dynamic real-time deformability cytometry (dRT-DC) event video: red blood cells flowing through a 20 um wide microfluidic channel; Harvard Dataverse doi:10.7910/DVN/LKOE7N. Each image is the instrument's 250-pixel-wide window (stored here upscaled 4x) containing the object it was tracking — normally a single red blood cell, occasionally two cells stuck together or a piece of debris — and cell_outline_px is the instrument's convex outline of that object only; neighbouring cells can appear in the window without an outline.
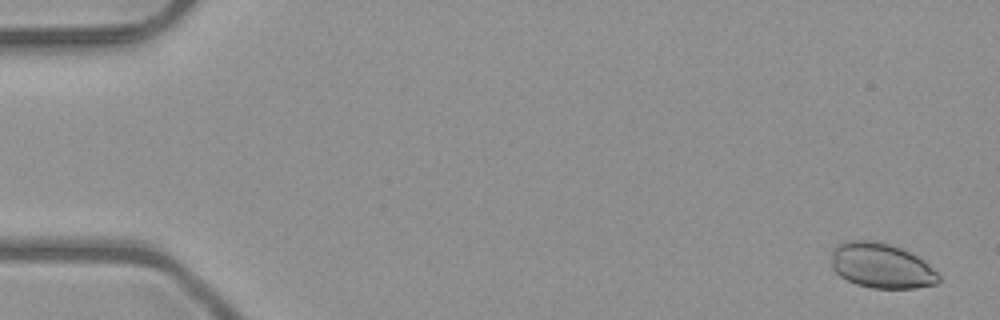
{"species": "common noctule bat (a hibernating species)", "species_latin": "Nyctalus noctula", "temperature_condition": "room temperature", "stored_images_in_passage": 52, "camera_frame_rate_fps": 3000, "um_per_image_px": 0.085, "animal": {"sex": "male", "body_mass_g": 23.1, "forearm_length_mm": 52.7}, "frame": {"image": 1, "passage_image": 2, "time_ms": 0.333, "image_size_px": [1000, 320], "cell_outline_px": [[940, 280], [936, 284], [916, 288], [872, 288], [856, 284], [840, 276], [832, 268], [832, 248], [836, 244], [844, 240], [876, 240], [900, 248], [924, 260], [940, 276]], "centroid_in_image_um": [74.89, 22.57], "position_along_channel_um": 10.1, "area_um2": 28.26}}
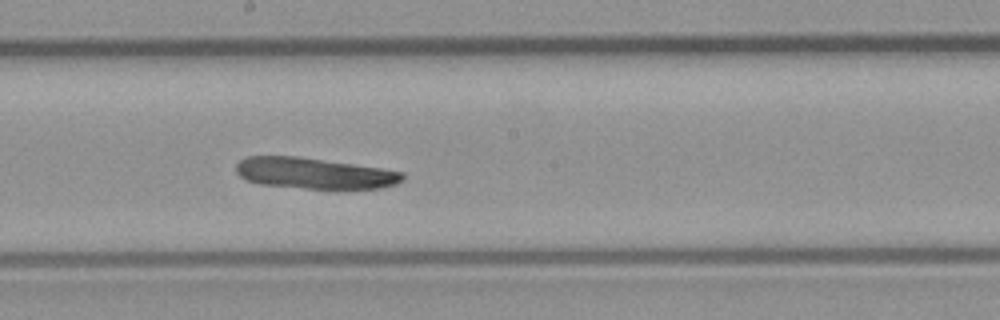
{"frame": {"image": 2, "passage_image": 29, "time_ms": 9.333, "image_size_px": [1000, 320], "cell_outline_px": [[404, 180], [396, 184], [380, 188], [308, 188], [260, 184], [248, 180], [240, 176], [236, 172], [236, 164], [240, 160], [248, 156], [296, 156], [380, 168], [404, 172]], "centroid_in_image_um": [26.71, 14.72], "position_along_channel_um": 221.5, "area_um2": 29.71}}
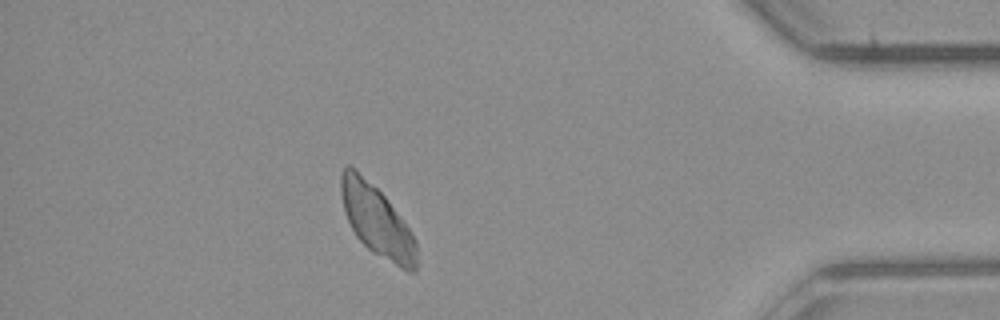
{"frame": {"image": 3, "passage_image": 46, "time_ms": 15.0, "image_size_px": [1000, 320], "cell_outline_px": [[416, 272], [408, 272], [400, 268], [372, 252], [356, 236], [344, 212], [340, 192], [340, 176], [344, 168], [348, 164], [352, 164], [388, 200], [408, 228], [416, 240]], "centroid_in_image_um": [32.01, 18.76], "position_along_channel_um": 403.2, "area_um2": 31.1}}